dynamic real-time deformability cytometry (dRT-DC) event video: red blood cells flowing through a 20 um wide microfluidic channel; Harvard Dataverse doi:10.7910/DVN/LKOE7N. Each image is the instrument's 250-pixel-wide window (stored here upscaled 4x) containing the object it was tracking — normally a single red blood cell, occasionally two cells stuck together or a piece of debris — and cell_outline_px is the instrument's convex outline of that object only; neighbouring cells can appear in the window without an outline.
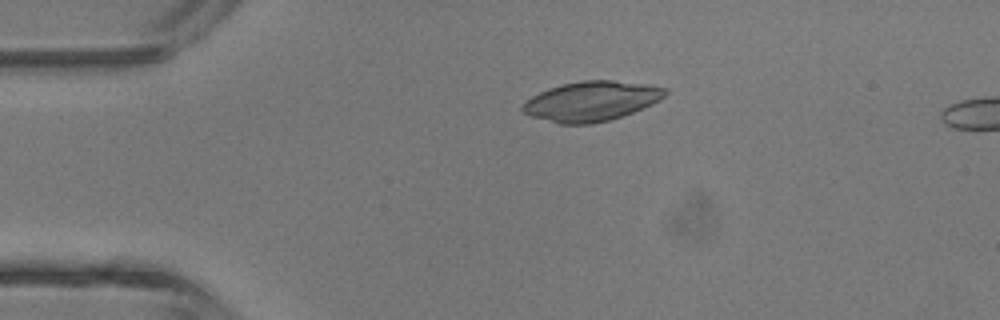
{"species": "common noctule bat (a hibernating species)", "species_latin": "Nyctalus noctula", "temperature_condition": "room temperature", "stored_images_in_passage": 3, "camera_frame_rate_fps": 3000, "um_per_image_px": 0.085, "animal": {"sex": "male", "body_mass_g": 13.3}, "frame": {"image": 1, "passage_image": 1, "time_ms": 0.0, "image_size_px": [1000, 320], "cell_outline_px": [[668, 92], [660, 100], [652, 104], [632, 112], [608, 120], [592, 124], [560, 124], [532, 116], [524, 112], [520, 108], [524, 100], [548, 88], [560, 84], [580, 80], [612, 80], [648, 84], [664, 88]], "centroid_in_image_um": [50.24, 8.59], "position_along_channel_um": 34.8, "area_um2": 33.0}}